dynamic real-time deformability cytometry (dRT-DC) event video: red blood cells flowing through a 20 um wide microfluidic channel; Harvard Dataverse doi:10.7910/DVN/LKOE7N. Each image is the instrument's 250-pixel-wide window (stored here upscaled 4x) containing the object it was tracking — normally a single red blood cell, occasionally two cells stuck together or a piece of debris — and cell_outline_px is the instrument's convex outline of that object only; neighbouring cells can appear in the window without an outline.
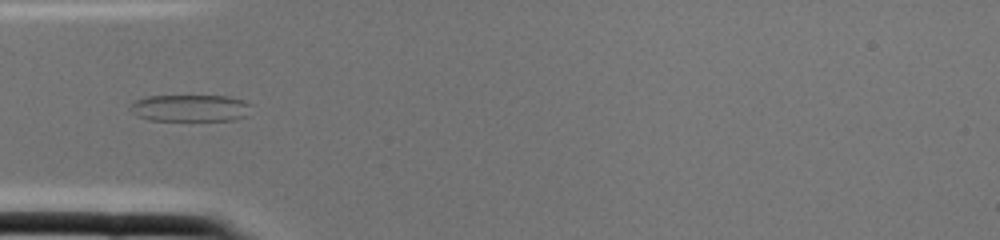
{"species": "common noctule bat (a hibernating species)", "species_latin": "Nyctalus noctula", "temperature_condition": "cold", "stored_images_in_passage": 2, "camera_frame_rate_fps": 3000, "um_per_image_px": 0.085, "animal": {"sex": "female", "body_mass_g": 22.0, "forearm_length_mm": 56.7}, "frame": {"image": 1, "passage_image": 2, "time_ms": 0.333, "image_size_px": [1000, 240], "cell_outline_px": [[252, 104], [248, 116], [232, 120], [148, 120], [136, 116], [132, 112], [128, 104], [144, 96], [228, 96], [244, 100]], "centroid_in_image_um": [16.17, 9.18], "position_along_channel_um": 68.8, "area_um2": 19.25}}